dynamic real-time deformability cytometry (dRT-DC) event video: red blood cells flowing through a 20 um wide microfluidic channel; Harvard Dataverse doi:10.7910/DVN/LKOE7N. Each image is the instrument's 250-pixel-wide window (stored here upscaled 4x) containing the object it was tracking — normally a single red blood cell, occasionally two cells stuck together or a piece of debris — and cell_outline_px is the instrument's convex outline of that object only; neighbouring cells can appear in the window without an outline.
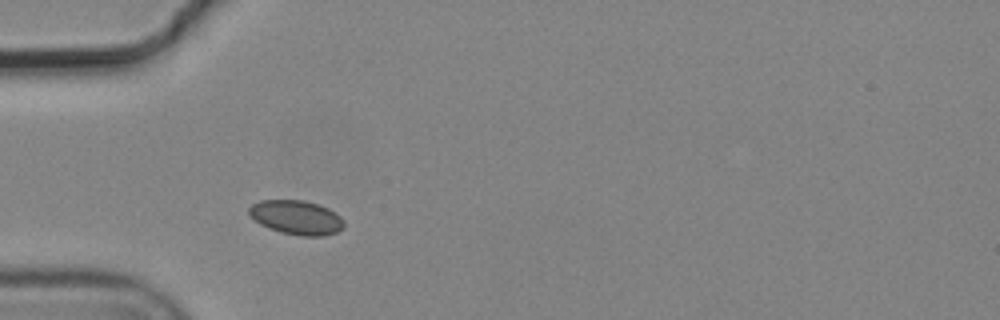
{"species": "common noctule bat (a hibernating species)", "species_latin": "Nyctalus noctula", "temperature_condition": "cold", "stored_images_in_passage": 2, "camera_frame_rate_fps": 3000, "um_per_image_px": 0.085, "animal": {"sex": "male", "body_mass_g": 19.2, "forearm_length_mm": 51.8}, "frame": {"image": 1, "passage_image": 1, "time_ms": 0.0, "image_size_px": [1000, 320], "cell_outline_px": [[344, 228], [336, 232], [324, 236], [300, 236], [280, 232], [268, 228], [260, 224], [248, 212], [248, 208], [252, 204], [260, 200], [304, 200], [328, 208], [340, 216], [344, 220]], "centroid_in_image_um": [25.2, 18.49], "position_along_channel_um": 59.8, "area_um2": 18.96}}
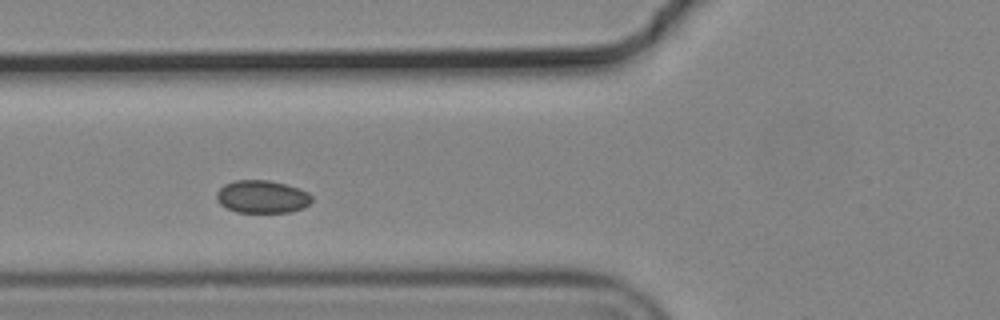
{"frame": {"image": 2, "passage_image": 2, "time_ms": 0.333, "image_size_px": [1000, 320], "cell_outline_px": [[312, 200], [304, 208], [288, 212], [236, 212], [220, 204], [216, 200], [216, 192], [224, 184], [236, 180], [268, 180], [284, 184], [308, 192], [312, 196]], "centroid_in_image_um": [22.25, 16.72], "position_along_channel_um": 103.5, "area_um2": 18.09}}